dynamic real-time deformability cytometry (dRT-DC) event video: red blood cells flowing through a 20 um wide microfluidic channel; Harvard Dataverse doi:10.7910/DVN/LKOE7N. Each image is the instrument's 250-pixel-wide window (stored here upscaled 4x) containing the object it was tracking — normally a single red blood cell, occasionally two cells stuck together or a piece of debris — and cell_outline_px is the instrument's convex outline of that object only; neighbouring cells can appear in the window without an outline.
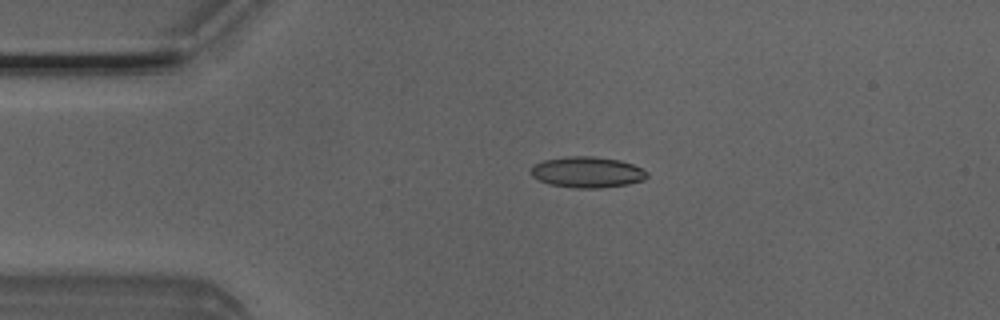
{"species": "Egyptian fruit bat (a non-hibernating species)", "species_latin": "Rousettus aegyptiacus", "temperature_condition": "room temperature", "stored_images_in_passage": 3, "camera_frame_rate_fps": 3000, "um_per_image_px": 0.085, "animal": {"sex": "male"}, "frame": {"image": 1, "passage_image": 2, "time_ms": 0.333, "image_size_px": [1000, 320], "cell_outline_px": [[648, 176], [644, 180], [628, 184], [600, 188], [572, 188], [548, 184], [532, 176], [532, 168], [536, 164], [544, 160], [568, 156], [592, 156], [620, 160], [632, 164], [648, 172]], "centroid_in_image_um": [49.94, 14.64], "position_along_channel_um": 35.1, "area_um2": 20.87}}